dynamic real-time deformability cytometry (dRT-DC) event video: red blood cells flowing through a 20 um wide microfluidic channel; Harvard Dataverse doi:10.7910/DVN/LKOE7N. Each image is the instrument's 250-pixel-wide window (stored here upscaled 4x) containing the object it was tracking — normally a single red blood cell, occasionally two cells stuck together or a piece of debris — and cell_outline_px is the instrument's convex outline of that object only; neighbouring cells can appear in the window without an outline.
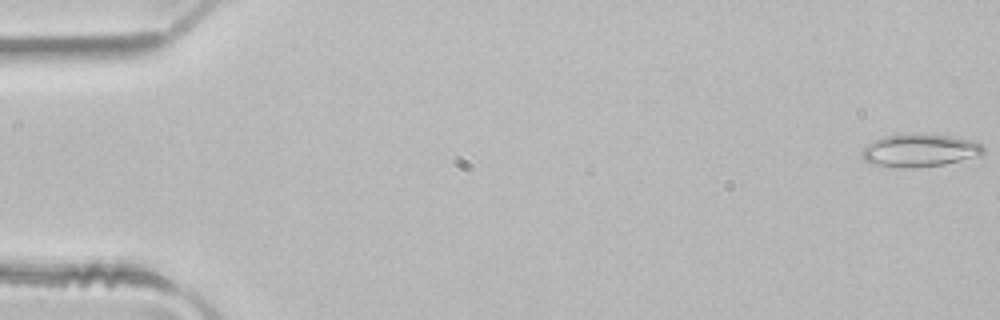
{"species": "common noctule bat (a hibernating species)", "species_latin": "Nyctalus noctula", "temperature_condition": "room temperature", "stored_images_in_passage": 5, "camera_frame_rate_fps": 3000, "um_per_image_px": 0.085, "animal": {"sex": "male", "body_mass_g": 21.5, "forearm_length_mm": 52.0}, "frame": {"image": 1, "passage_image": 1, "time_ms": 0.0, "image_size_px": [1000, 320], "cell_outline_px": [[984, 152], [980, 156], [940, 164], [872, 164], [864, 160], [860, 152], [872, 140], [884, 136], [916, 132], [952, 136], [972, 140], [984, 144]], "centroid_in_image_um": [78.23, 12.69], "position_along_channel_um": 6.8, "area_um2": 22.43}}
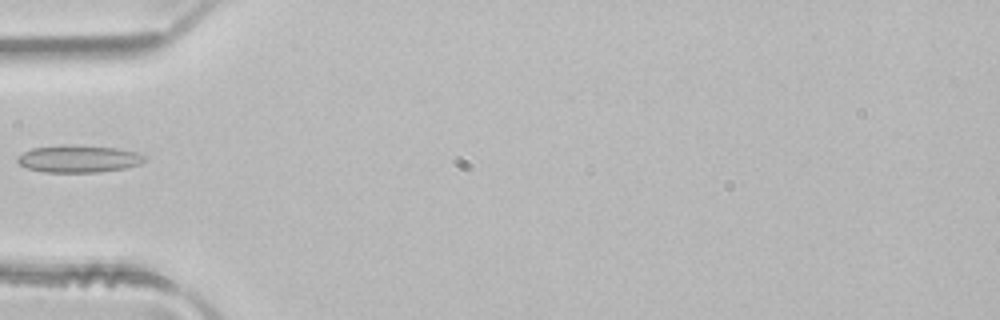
{"frame": {"image": 2, "passage_image": 5, "time_ms": 1.333, "image_size_px": [1000, 320], "cell_outline_px": [[148, 156], [140, 164], [124, 168], [96, 172], [44, 172], [28, 168], [20, 164], [16, 160], [16, 156], [32, 148], [120, 148], [136, 152]], "centroid_in_image_um": [6.72, 13.55], "position_along_channel_um": 78.3, "area_um2": 19.02}}